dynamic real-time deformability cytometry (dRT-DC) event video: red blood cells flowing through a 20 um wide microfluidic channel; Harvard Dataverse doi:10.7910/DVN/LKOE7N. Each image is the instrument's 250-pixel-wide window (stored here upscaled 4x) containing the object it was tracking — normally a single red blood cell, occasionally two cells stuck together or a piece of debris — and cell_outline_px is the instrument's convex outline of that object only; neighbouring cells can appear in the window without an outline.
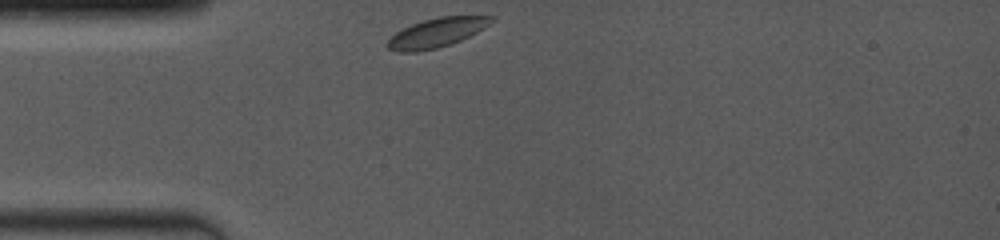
{"species": "common noctule bat (a hibernating species)", "species_latin": "Nyctalus noctula", "temperature_condition": "room temperature", "stored_images_in_passage": 41, "camera_frame_rate_fps": 4000, "um_per_image_px": 0.085, "animal": {"sex": "female", "body_mass_g": 19.0, "forearm_length_mm": 53.3}, "frame": {"image": 1, "passage_image": 1, "time_ms": 0.0, "image_size_px": [1000, 240], "cell_outline_px": [[496, 20], [476, 32], [460, 40], [436, 48], [416, 52], [396, 52], [388, 48], [384, 44], [396, 32], [412, 24], [424, 20], [440, 16], [496, 16]], "centroid_in_image_um": [37.1, 2.78], "position_along_channel_um": 47.9, "area_um2": 17.51}}
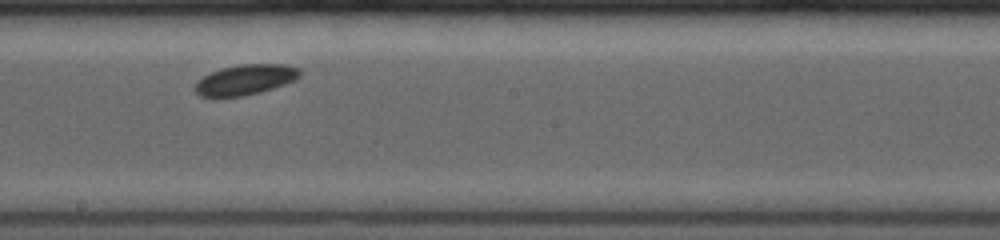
{"frame": {"image": 2, "passage_image": 22, "time_ms": 5.0, "image_size_px": [1000, 240], "cell_outline_px": [[300, 76], [296, 80], [260, 92], [240, 96], [200, 96], [196, 92], [196, 84], [204, 76], [220, 68], [240, 64], [288, 64], [300, 68]], "centroid_in_image_um": [20.92, 6.75], "position_along_channel_um": 227.3, "area_um2": 18.26}}
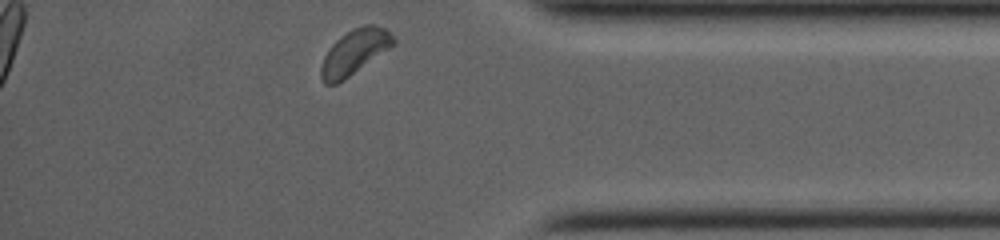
{"frame": {"image": 3, "passage_image": 40, "time_ms": 9.75, "image_size_px": [1000, 240], "cell_outline_px": [[396, 44], [344, 80], [336, 84], [324, 84], [320, 76], [320, 68], [324, 56], [332, 44], [340, 36], [352, 28], [364, 24], [376, 24], [384, 28], [396, 40]], "centroid_in_image_um": [30.13, 4.42], "position_along_channel_um": 405.1, "area_um2": 19.07}}